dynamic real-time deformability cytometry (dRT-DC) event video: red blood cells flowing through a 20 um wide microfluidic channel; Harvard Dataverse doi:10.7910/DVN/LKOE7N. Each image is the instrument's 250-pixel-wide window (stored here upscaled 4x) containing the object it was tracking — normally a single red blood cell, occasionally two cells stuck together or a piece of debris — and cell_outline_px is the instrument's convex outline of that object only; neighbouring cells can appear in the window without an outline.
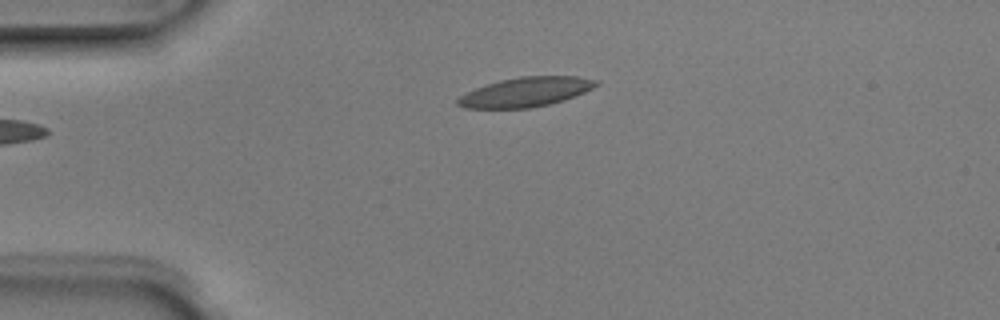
{"species": "Egyptian fruit bat (a non-hibernating species)", "species_latin": "Rousettus aegyptiacus", "temperature_condition": "room temperature", "stored_images_in_passage": 5, "camera_frame_rate_fps": 3000, "um_per_image_px": 0.085, "animal": {"sex": "male"}, "frame": {"image": 1, "passage_image": 5, "time_ms": 1.333, "image_size_px": [1000, 320], "cell_outline_px": [[600, 84], [584, 92], [564, 100], [548, 104], [528, 108], [464, 108], [456, 104], [456, 100], [460, 96], [476, 88], [500, 80], [520, 76], [576, 76], [596, 80]], "centroid_in_image_um": [44.68, 7.82], "position_along_channel_um": 40.3, "area_um2": 23.52}}